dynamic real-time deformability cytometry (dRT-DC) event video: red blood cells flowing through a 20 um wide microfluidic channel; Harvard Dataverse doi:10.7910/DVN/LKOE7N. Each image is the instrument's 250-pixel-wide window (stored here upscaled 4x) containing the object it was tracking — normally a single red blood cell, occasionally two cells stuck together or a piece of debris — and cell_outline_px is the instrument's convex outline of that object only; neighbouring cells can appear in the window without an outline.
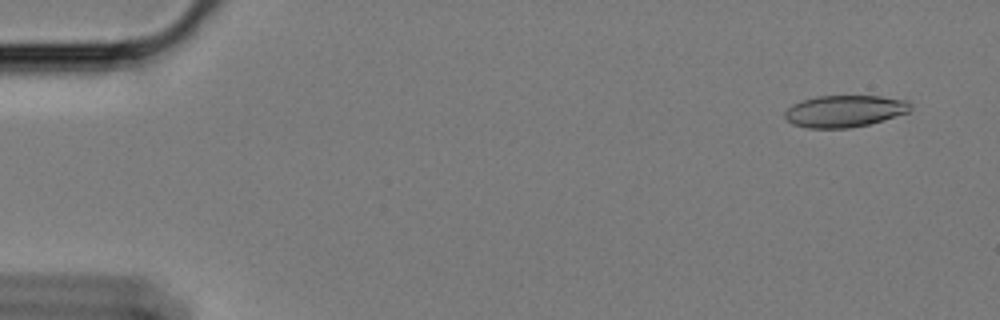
{"species": "Egyptian fruit bat (a non-hibernating species)", "species_latin": "Rousettus aegyptiacus", "temperature_condition": "cold", "stored_images_in_passage": 22, "camera_frame_rate_fps": 3000, "um_per_image_px": 0.085, "animal": {"sex": "female"}, "frame": {"image": 1, "passage_image": 4, "time_ms": 1.0, "image_size_px": [1000, 320], "cell_outline_px": [[912, 108], [908, 112], [868, 124], [848, 128], [808, 128], [792, 124], [784, 116], [784, 112], [792, 104], [816, 96], [880, 96], [908, 100], [912, 104]], "centroid_in_image_um": [71.79, 9.44], "position_along_channel_um": 13.2, "area_um2": 23.24}}
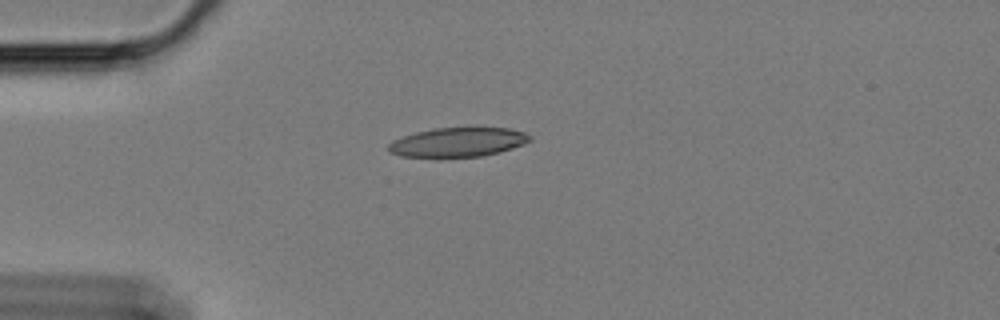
{"frame": {"image": 2, "passage_image": 16, "time_ms": 5.0, "image_size_px": [1000, 320], "cell_outline_px": [[532, 140], [524, 144], [500, 152], [480, 156], [440, 160], [400, 156], [388, 152], [388, 144], [392, 140], [416, 132], [432, 128], [472, 124], [508, 128], [524, 132], [532, 136]], "centroid_in_image_um": [38.91, 12.08], "position_along_channel_um": 46.1, "area_um2": 26.13}}
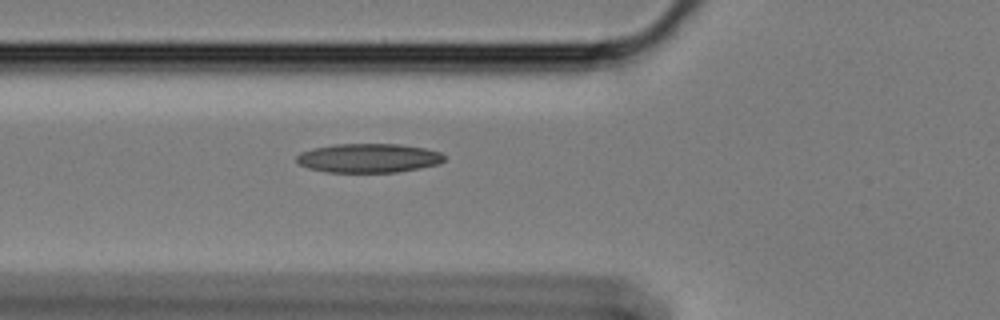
{"frame": {"image": 3, "passage_image": 22, "time_ms": 7.0, "image_size_px": [1000, 320], "cell_outline_px": [[444, 160], [440, 164], [420, 168], [396, 172], [328, 172], [308, 168], [300, 164], [296, 160], [296, 156], [300, 152], [312, 148], [336, 144], [400, 144], [424, 148], [440, 152], [444, 156]], "centroid_in_image_um": [31.32, 13.43], "position_along_channel_um": 94.5, "area_um2": 25.03}}